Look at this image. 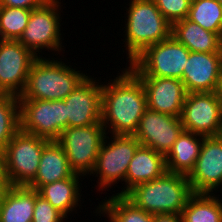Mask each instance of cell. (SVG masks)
I'll use <instances>...</instances> for the list:
<instances>
[{"instance_id":"cell-1","label":"cell","mask_w":222,"mask_h":222,"mask_svg":"<svg viewBox=\"0 0 222 222\" xmlns=\"http://www.w3.org/2000/svg\"><path fill=\"white\" fill-rule=\"evenodd\" d=\"M125 67L115 79L102 84L101 122L107 134L133 135L147 109L141 80Z\"/></svg>"},{"instance_id":"cell-2","label":"cell","mask_w":222,"mask_h":222,"mask_svg":"<svg viewBox=\"0 0 222 222\" xmlns=\"http://www.w3.org/2000/svg\"><path fill=\"white\" fill-rule=\"evenodd\" d=\"M193 194L186 175L166 171L152 181L140 183L124 196L137 208L156 214H181Z\"/></svg>"},{"instance_id":"cell-3","label":"cell","mask_w":222,"mask_h":222,"mask_svg":"<svg viewBox=\"0 0 222 222\" xmlns=\"http://www.w3.org/2000/svg\"><path fill=\"white\" fill-rule=\"evenodd\" d=\"M51 59L50 56L35 59L19 100H64L88 76L76 71L69 62L66 65L61 58Z\"/></svg>"},{"instance_id":"cell-4","label":"cell","mask_w":222,"mask_h":222,"mask_svg":"<svg viewBox=\"0 0 222 222\" xmlns=\"http://www.w3.org/2000/svg\"><path fill=\"white\" fill-rule=\"evenodd\" d=\"M125 16L126 56L130 63L146 47L171 36L172 25L166 20L154 0H130ZM127 17V18H126ZM128 52V53H127Z\"/></svg>"},{"instance_id":"cell-5","label":"cell","mask_w":222,"mask_h":222,"mask_svg":"<svg viewBox=\"0 0 222 222\" xmlns=\"http://www.w3.org/2000/svg\"><path fill=\"white\" fill-rule=\"evenodd\" d=\"M190 50L172 35L146 47L128 65L137 77H161L182 80Z\"/></svg>"},{"instance_id":"cell-6","label":"cell","mask_w":222,"mask_h":222,"mask_svg":"<svg viewBox=\"0 0 222 222\" xmlns=\"http://www.w3.org/2000/svg\"><path fill=\"white\" fill-rule=\"evenodd\" d=\"M50 140L19 129L3 149L4 173L11 186H27L36 176Z\"/></svg>"},{"instance_id":"cell-7","label":"cell","mask_w":222,"mask_h":222,"mask_svg":"<svg viewBox=\"0 0 222 222\" xmlns=\"http://www.w3.org/2000/svg\"><path fill=\"white\" fill-rule=\"evenodd\" d=\"M110 137L108 134L105 136L90 174H96V187L102 192L107 188H113L114 184L117 185L119 182L125 183L129 163L141 145L133 135L111 134Z\"/></svg>"},{"instance_id":"cell-8","label":"cell","mask_w":222,"mask_h":222,"mask_svg":"<svg viewBox=\"0 0 222 222\" xmlns=\"http://www.w3.org/2000/svg\"><path fill=\"white\" fill-rule=\"evenodd\" d=\"M59 1L61 0H48L42 6L32 9L27 27L18 40L36 57H42L40 52L45 49H48V52H59L55 55L65 51V48H62L63 34L60 32L62 6Z\"/></svg>"},{"instance_id":"cell-9","label":"cell","mask_w":222,"mask_h":222,"mask_svg":"<svg viewBox=\"0 0 222 222\" xmlns=\"http://www.w3.org/2000/svg\"><path fill=\"white\" fill-rule=\"evenodd\" d=\"M107 135L102 123L66 128L56 140L64 149L71 169L88 176L94 169L100 147Z\"/></svg>"},{"instance_id":"cell-10","label":"cell","mask_w":222,"mask_h":222,"mask_svg":"<svg viewBox=\"0 0 222 222\" xmlns=\"http://www.w3.org/2000/svg\"><path fill=\"white\" fill-rule=\"evenodd\" d=\"M20 129L48 140H57L68 128L64 100H19Z\"/></svg>"},{"instance_id":"cell-11","label":"cell","mask_w":222,"mask_h":222,"mask_svg":"<svg viewBox=\"0 0 222 222\" xmlns=\"http://www.w3.org/2000/svg\"><path fill=\"white\" fill-rule=\"evenodd\" d=\"M180 120L185 131L204 137L222 135V105L216 93H187Z\"/></svg>"},{"instance_id":"cell-12","label":"cell","mask_w":222,"mask_h":222,"mask_svg":"<svg viewBox=\"0 0 222 222\" xmlns=\"http://www.w3.org/2000/svg\"><path fill=\"white\" fill-rule=\"evenodd\" d=\"M36 58L18 40L0 39V94L20 97Z\"/></svg>"},{"instance_id":"cell-13","label":"cell","mask_w":222,"mask_h":222,"mask_svg":"<svg viewBox=\"0 0 222 222\" xmlns=\"http://www.w3.org/2000/svg\"><path fill=\"white\" fill-rule=\"evenodd\" d=\"M183 130L180 117L147 108L133 136L142 146L166 156Z\"/></svg>"},{"instance_id":"cell-14","label":"cell","mask_w":222,"mask_h":222,"mask_svg":"<svg viewBox=\"0 0 222 222\" xmlns=\"http://www.w3.org/2000/svg\"><path fill=\"white\" fill-rule=\"evenodd\" d=\"M187 177L193 193L219 192L222 185V135L203 138L194 169Z\"/></svg>"},{"instance_id":"cell-15","label":"cell","mask_w":222,"mask_h":222,"mask_svg":"<svg viewBox=\"0 0 222 222\" xmlns=\"http://www.w3.org/2000/svg\"><path fill=\"white\" fill-rule=\"evenodd\" d=\"M87 76L65 99L68 128L101 122L102 83Z\"/></svg>"},{"instance_id":"cell-16","label":"cell","mask_w":222,"mask_h":222,"mask_svg":"<svg viewBox=\"0 0 222 222\" xmlns=\"http://www.w3.org/2000/svg\"><path fill=\"white\" fill-rule=\"evenodd\" d=\"M145 89L147 108L162 114L180 117L187 91L175 78L138 77Z\"/></svg>"},{"instance_id":"cell-17","label":"cell","mask_w":222,"mask_h":222,"mask_svg":"<svg viewBox=\"0 0 222 222\" xmlns=\"http://www.w3.org/2000/svg\"><path fill=\"white\" fill-rule=\"evenodd\" d=\"M222 72V53L190 51L182 82L187 93L215 92Z\"/></svg>"},{"instance_id":"cell-18","label":"cell","mask_w":222,"mask_h":222,"mask_svg":"<svg viewBox=\"0 0 222 222\" xmlns=\"http://www.w3.org/2000/svg\"><path fill=\"white\" fill-rule=\"evenodd\" d=\"M167 171L165 156L152 148L140 145L129 163L125 185L115 195H125L134 186L149 182Z\"/></svg>"},{"instance_id":"cell-19","label":"cell","mask_w":222,"mask_h":222,"mask_svg":"<svg viewBox=\"0 0 222 222\" xmlns=\"http://www.w3.org/2000/svg\"><path fill=\"white\" fill-rule=\"evenodd\" d=\"M74 174L64 149L56 140H50L43 148L37 174L27 187L38 191L45 184L70 178Z\"/></svg>"},{"instance_id":"cell-20","label":"cell","mask_w":222,"mask_h":222,"mask_svg":"<svg viewBox=\"0 0 222 222\" xmlns=\"http://www.w3.org/2000/svg\"><path fill=\"white\" fill-rule=\"evenodd\" d=\"M171 35L192 52L222 53V38L188 18L175 22Z\"/></svg>"},{"instance_id":"cell-21","label":"cell","mask_w":222,"mask_h":222,"mask_svg":"<svg viewBox=\"0 0 222 222\" xmlns=\"http://www.w3.org/2000/svg\"><path fill=\"white\" fill-rule=\"evenodd\" d=\"M204 136L183 130L165 156L168 172L188 176L200 154Z\"/></svg>"},{"instance_id":"cell-22","label":"cell","mask_w":222,"mask_h":222,"mask_svg":"<svg viewBox=\"0 0 222 222\" xmlns=\"http://www.w3.org/2000/svg\"><path fill=\"white\" fill-rule=\"evenodd\" d=\"M82 177L75 173L70 178L43 185L38 193L67 218L77 211V206H83L80 204L82 183H79Z\"/></svg>"},{"instance_id":"cell-23","label":"cell","mask_w":222,"mask_h":222,"mask_svg":"<svg viewBox=\"0 0 222 222\" xmlns=\"http://www.w3.org/2000/svg\"><path fill=\"white\" fill-rule=\"evenodd\" d=\"M35 190L11 186L0 205V222H32Z\"/></svg>"},{"instance_id":"cell-24","label":"cell","mask_w":222,"mask_h":222,"mask_svg":"<svg viewBox=\"0 0 222 222\" xmlns=\"http://www.w3.org/2000/svg\"><path fill=\"white\" fill-rule=\"evenodd\" d=\"M105 198L95 208L99 218L103 215L109 222H154L151 213L137 208L124 195L112 194Z\"/></svg>"},{"instance_id":"cell-25","label":"cell","mask_w":222,"mask_h":222,"mask_svg":"<svg viewBox=\"0 0 222 222\" xmlns=\"http://www.w3.org/2000/svg\"><path fill=\"white\" fill-rule=\"evenodd\" d=\"M181 216L183 222H222V208L215 193H193Z\"/></svg>"},{"instance_id":"cell-26","label":"cell","mask_w":222,"mask_h":222,"mask_svg":"<svg viewBox=\"0 0 222 222\" xmlns=\"http://www.w3.org/2000/svg\"><path fill=\"white\" fill-rule=\"evenodd\" d=\"M187 18L222 38V5L217 0H191Z\"/></svg>"},{"instance_id":"cell-27","label":"cell","mask_w":222,"mask_h":222,"mask_svg":"<svg viewBox=\"0 0 222 222\" xmlns=\"http://www.w3.org/2000/svg\"><path fill=\"white\" fill-rule=\"evenodd\" d=\"M20 129L19 97L0 94V149L3 150Z\"/></svg>"},{"instance_id":"cell-28","label":"cell","mask_w":222,"mask_h":222,"mask_svg":"<svg viewBox=\"0 0 222 222\" xmlns=\"http://www.w3.org/2000/svg\"><path fill=\"white\" fill-rule=\"evenodd\" d=\"M31 10L0 6V39L19 40L27 27Z\"/></svg>"},{"instance_id":"cell-29","label":"cell","mask_w":222,"mask_h":222,"mask_svg":"<svg viewBox=\"0 0 222 222\" xmlns=\"http://www.w3.org/2000/svg\"><path fill=\"white\" fill-rule=\"evenodd\" d=\"M166 20L173 25L188 17L191 0H154Z\"/></svg>"},{"instance_id":"cell-30","label":"cell","mask_w":222,"mask_h":222,"mask_svg":"<svg viewBox=\"0 0 222 222\" xmlns=\"http://www.w3.org/2000/svg\"><path fill=\"white\" fill-rule=\"evenodd\" d=\"M64 218L66 217L35 190L32 222H64L67 220Z\"/></svg>"},{"instance_id":"cell-31","label":"cell","mask_w":222,"mask_h":222,"mask_svg":"<svg viewBox=\"0 0 222 222\" xmlns=\"http://www.w3.org/2000/svg\"><path fill=\"white\" fill-rule=\"evenodd\" d=\"M48 0H0V6L35 9L42 6Z\"/></svg>"},{"instance_id":"cell-32","label":"cell","mask_w":222,"mask_h":222,"mask_svg":"<svg viewBox=\"0 0 222 222\" xmlns=\"http://www.w3.org/2000/svg\"><path fill=\"white\" fill-rule=\"evenodd\" d=\"M154 222H183L181 214H156L153 215Z\"/></svg>"},{"instance_id":"cell-33","label":"cell","mask_w":222,"mask_h":222,"mask_svg":"<svg viewBox=\"0 0 222 222\" xmlns=\"http://www.w3.org/2000/svg\"><path fill=\"white\" fill-rule=\"evenodd\" d=\"M10 187L11 184L7 179V176H0V205L2 204L5 194L7 193Z\"/></svg>"},{"instance_id":"cell-34","label":"cell","mask_w":222,"mask_h":222,"mask_svg":"<svg viewBox=\"0 0 222 222\" xmlns=\"http://www.w3.org/2000/svg\"><path fill=\"white\" fill-rule=\"evenodd\" d=\"M215 93H216V96H217L218 100L220 101V103L222 105V72L220 74V78H219V81L217 83Z\"/></svg>"},{"instance_id":"cell-35","label":"cell","mask_w":222,"mask_h":222,"mask_svg":"<svg viewBox=\"0 0 222 222\" xmlns=\"http://www.w3.org/2000/svg\"><path fill=\"white\" fill-rule=\"evenodd\" d=\"M0 176H6L4 173L3 150L0 149Z\"/></svg>"},{"instance_id":"cell-36","label":"cell","mask_w":222,"mask_h":222,"mask_svg":"<svg viewBox=\"0 0 222 222\" xmlns=\"http://www.w3.org/2000/svg\"><path fill=\"white\" fill-rule=\"evenodd\" d=\"M220 188H222V187H219V190H220V192H221L222 189H220ZM221 193H222V192H221ZM216 196H217L218 201H219V203H220V205H221V208H222V199H220L219 195H216Z\"/></svg>"}]
</instances>
